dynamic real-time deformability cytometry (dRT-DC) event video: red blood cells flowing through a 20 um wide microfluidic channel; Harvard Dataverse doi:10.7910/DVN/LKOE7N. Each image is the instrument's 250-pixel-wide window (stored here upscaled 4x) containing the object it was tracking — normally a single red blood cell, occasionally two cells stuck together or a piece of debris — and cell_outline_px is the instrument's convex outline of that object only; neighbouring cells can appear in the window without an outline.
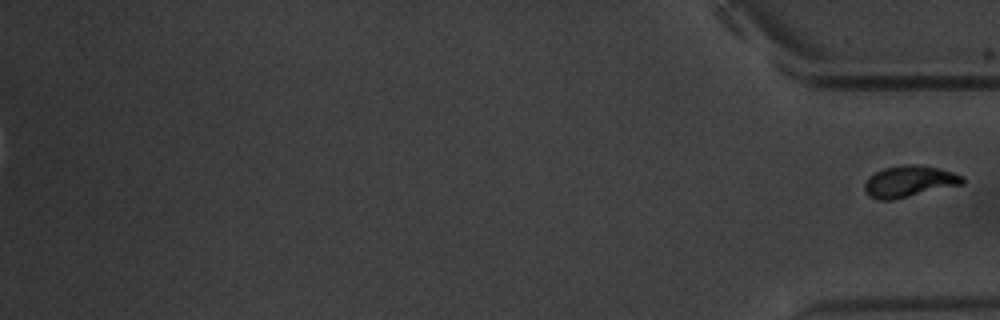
{"species": "common noctule bat (a hibernating species)", "species_latin": "Nyctalus noctula", "temperature_condition": "warm", "stored_images_in_passage": 15, "camera_frame_rate_fps": 3000, "um_per_image_px": 0.085, "animal": {"sex": "male", "body_mass_g": 20.1, "forearm_length_mm": 53.5}, "frame": {"image": 1, "passage_image": 15, "time_ms": 19.333, "image_size_px": [1000, 320], "cell_outline_px": [[964, 184], [892, 200], [876, 200], [868, 196], [864, 188], [864, 184], [868, 176], [884, 168], [904, 164], [912, 164], [940, 168], [964, 176]], "centroid_in_image_um": [77.27, 15.42], "position_along_channel_um": 357.9, "area_um2": 18.03}}